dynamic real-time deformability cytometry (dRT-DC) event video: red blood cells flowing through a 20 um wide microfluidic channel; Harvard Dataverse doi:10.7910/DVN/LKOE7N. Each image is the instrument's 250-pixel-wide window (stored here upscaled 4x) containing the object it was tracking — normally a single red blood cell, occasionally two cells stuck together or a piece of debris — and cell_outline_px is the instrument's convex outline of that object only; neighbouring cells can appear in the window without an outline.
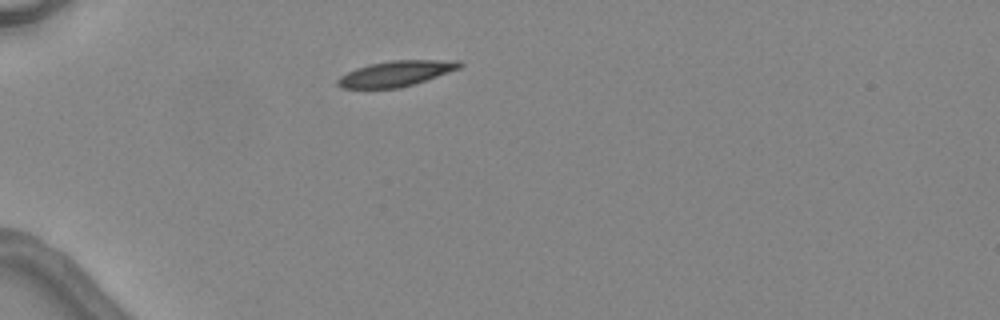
{"species": "common noctule bat (a hibernating species)", "species_latin": "Nyctalus noctula", "temperature_condition": "warm", "stored_images_in_passage": 1, "camera_frame_rate_fps": 3000, "um_per_image_px": 0.085, "animal": {"sex": "female", "body_mass_g": 24.6, "forearm_length_mm": 56.2}, "frame": {"image": 1, "passage_image": 1, "time_ms": 0.0, "image_size_px": [1000, 320], "cell_outline_px": [[464, 64], [460, 68], [400, 88], [340, 88], [336, 84], [336, 80], [340, 76], [356, 68], [372, 64], [392, 60], [460, 60]], "centroid_in_image_um": [33.64, 6.25], "position_along_channel_um": 51.4, "area_um2": 17.92}}